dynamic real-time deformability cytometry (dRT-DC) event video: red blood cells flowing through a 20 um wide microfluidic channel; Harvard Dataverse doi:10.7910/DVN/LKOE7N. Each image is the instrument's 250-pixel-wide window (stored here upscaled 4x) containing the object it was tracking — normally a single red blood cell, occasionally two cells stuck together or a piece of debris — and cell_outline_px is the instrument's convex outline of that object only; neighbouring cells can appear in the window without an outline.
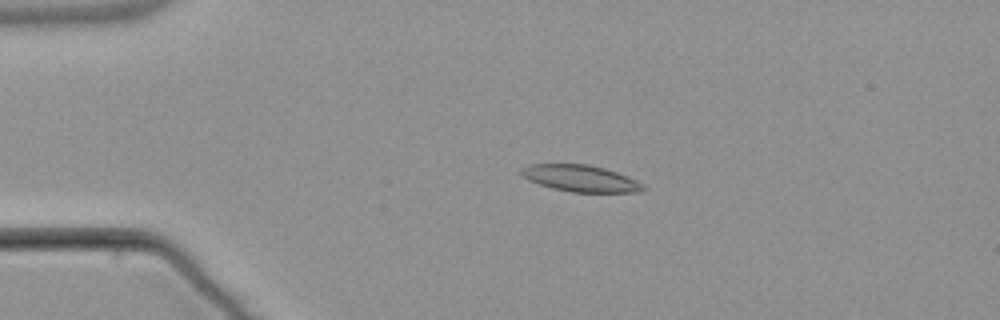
{"species": "common noctule bat (a hibernating species)", "species_latin": "Nyctalus noctula", "temperature_condition": "warm", "stored_images_in_passage": 5, "camera_frame_rate_fps": 3000, "um_per_image_px": 0.085, "animal": {"sex": "male", "body_mass_g": 21.5, "forearm_length_mm": 52.0}, "frame": {"image": 1, "passage_image": 4, "time_ms": 3.667, "image_size_px": [1000, 320], "cell_outline_px": [[648, 188], [636, 192], [572, 192], [552, 188], [528, 180], [520, 172], [520, 168], [528, 164], [588, 164], [604, 168], [616, 172], [636, 180], [644, 184]], "centroid_in_image_um": [49.34, 15.16], "position_along_channel_um": 35.7, "area_um2": 18.84}}